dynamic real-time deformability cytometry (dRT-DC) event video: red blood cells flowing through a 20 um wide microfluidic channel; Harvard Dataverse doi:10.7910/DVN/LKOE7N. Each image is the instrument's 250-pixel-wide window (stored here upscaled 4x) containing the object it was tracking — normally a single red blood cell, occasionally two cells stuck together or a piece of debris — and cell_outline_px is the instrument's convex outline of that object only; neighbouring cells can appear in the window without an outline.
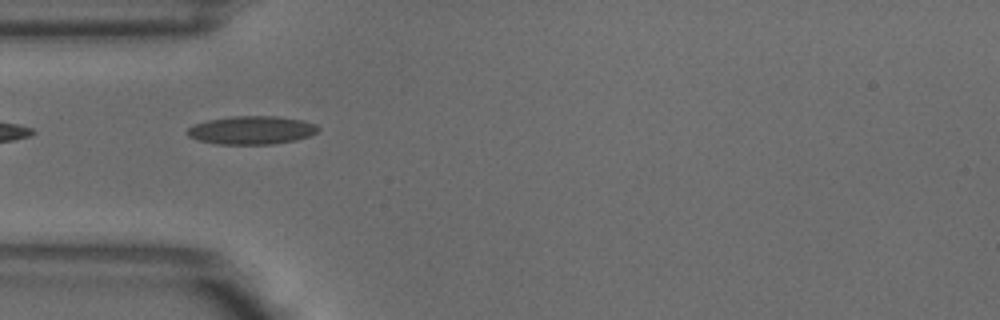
{"species": "common noctule bat (a hibernating species)", "species_latin": "Nyctalus noctula", "temperature_condition": "warm", "stored_images_in_passage": 5, "camera_frame_rate_fps": 3000, "um_per_image_px": 0.085, "animal": {"sex": "male", "body_mass_g": 18.8}, "frame": {"image": 1, "passage_image": 4, "time_ms": 1.0, "image_size_px": [1000, 320], "cell_outline_px": [[320, 128], [316, 132], [308, 136], [292, 140], [272, 144], [216, 144], [200, 140], [188, 136], [184, 132], [192, 124], [208, 120], [232, 116], [276, 116], [300, 120], [316, 124]], "centroid_in_image_um": [21.33, 11.06], "position_along_channel_um": 63.7, "area_um2": 21.44}}